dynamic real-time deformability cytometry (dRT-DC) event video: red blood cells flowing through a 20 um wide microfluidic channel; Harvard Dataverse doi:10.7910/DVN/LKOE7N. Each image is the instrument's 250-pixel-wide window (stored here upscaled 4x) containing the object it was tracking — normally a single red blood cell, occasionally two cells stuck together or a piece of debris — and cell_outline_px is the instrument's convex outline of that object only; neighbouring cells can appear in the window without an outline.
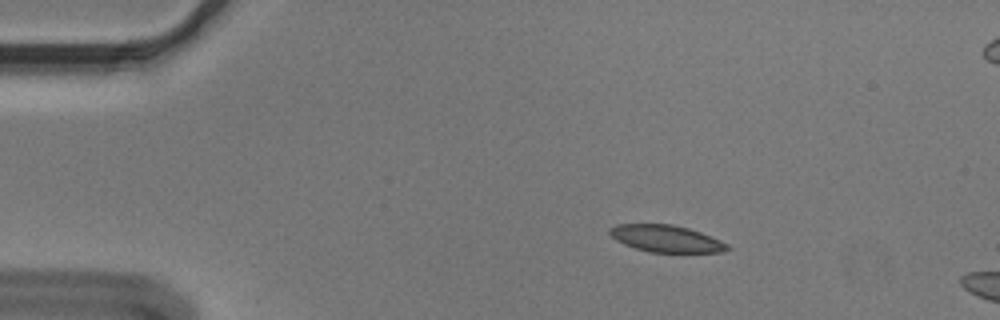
{"species": "Egyptian fruit bat (a non-hibernating species)", "species_latin": "Rousettus aegyptiacus", "temperature_condition": "cold", "stored_images_in_passage": 8, "camera_frame_rate_fps": 3000, "um_per_image_px": 0.085, "animal": {"sex": "male"}, "frame": {"image": 1, "passage_image": 2, "time_ms": 0.333, "image_size_px": [1000, 320], "cell_outline_px": [[732, 248], [720, 252], [652, 252], [636, 248], [624, 244], [616, 240], [608, 232], [608, 228], [616, 224], [672, 224], [688, 228], [700, 232], [720, 240], [728, 244]], "centroid_in_image_um": [56.61, 20.27], "position_along_channel_um": 28.4, "area_um2": 18.38}}